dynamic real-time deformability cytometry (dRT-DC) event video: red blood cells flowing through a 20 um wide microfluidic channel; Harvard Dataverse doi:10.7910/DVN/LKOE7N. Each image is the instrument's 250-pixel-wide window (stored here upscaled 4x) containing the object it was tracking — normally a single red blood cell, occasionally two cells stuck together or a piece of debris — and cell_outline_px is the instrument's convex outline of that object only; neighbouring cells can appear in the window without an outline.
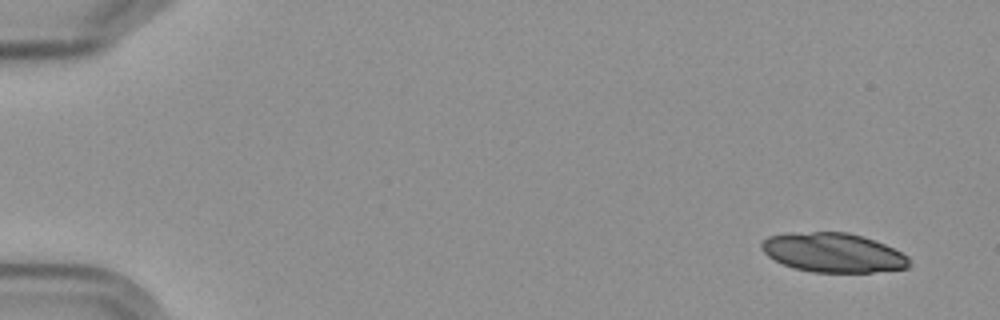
{"species": "Egyptian fruit bat (a non-hibernating species)", "species_latin": "Rousettus aegyptiacus", "temperature_condition": "cold", "stored_images_in_passage": 5, "camera_frame_rate_fps": 3000, "um_per_image_px": 0.085, "frame": {"image": 1, "passage_image": 1, "time_ms": 0.0, "image_size_px": [1000, 320], "cell_outline_px": [[908, 268], [872, 272], [812, 272], [796, 268], [784, 264], [768, 256], [760, 248], [760, 244], [768, 236], [788, 232], [848, 232], [864, 236], [884, 244], [908, 256]], "centroid_in_image_um": [70.79, 21.46], "position_along_channel_um": 14.2, "area_um2": 33.7}}